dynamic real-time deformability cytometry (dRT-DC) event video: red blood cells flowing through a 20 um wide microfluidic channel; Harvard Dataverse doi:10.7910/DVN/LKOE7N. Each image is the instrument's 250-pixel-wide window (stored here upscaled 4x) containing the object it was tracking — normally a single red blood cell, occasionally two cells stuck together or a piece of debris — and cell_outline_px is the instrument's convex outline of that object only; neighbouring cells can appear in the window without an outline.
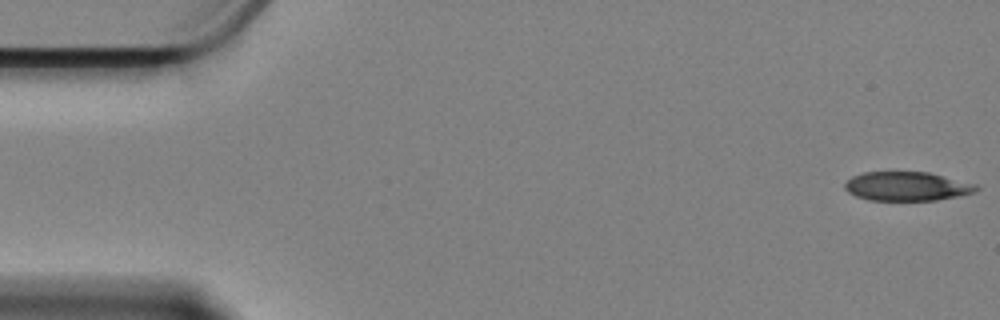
{"species": "Egyptian fruit bat (a non-hibernating species)", "species_latin": "Rousettus aegyptiacus", "temperature_condition": "cold", "stored_images_in_passage": 9, "camera_frame_rate_fps": 3000, "um_per_image_px": 0.085, "animal": {"sex": "female"}, "frame": {"image": 1, "passage_image": 1, "time_ms": 0.0, "image_size_px": [1000, 320], "cell_outline_px": [[980, 188], [972, 192], [956, 196], [936, 200], [868, 200], [856, 196], [848, 192], [844, 188], [844, 184], [852, 176], [864, 172], [928, 172], [976, 184]], "centroid_in_image_um": [77.05, 15.83], "position_along_channel_um": 8.0, "area_um2": 22.02}}